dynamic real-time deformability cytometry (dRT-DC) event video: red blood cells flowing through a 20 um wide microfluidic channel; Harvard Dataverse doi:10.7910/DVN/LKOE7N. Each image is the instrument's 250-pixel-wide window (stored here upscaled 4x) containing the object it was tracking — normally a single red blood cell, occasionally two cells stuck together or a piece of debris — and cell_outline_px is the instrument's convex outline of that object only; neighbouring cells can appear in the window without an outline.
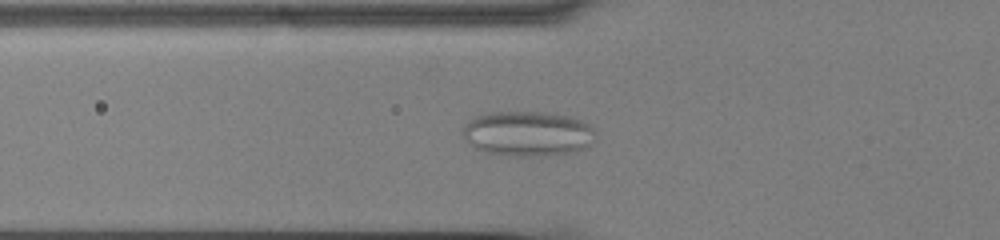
{"species": "common noctule bat (a hibernating species)", "species_latin": "Nyctalus noctula", "temperature_condition": "cold", "stored_images_in_passage": 57, "camera_frame_rate_fps": 3000, "um_per_image_px": 0.085, "animal": {"sex": "male", "body_mass_g": 13.0, "forearm_length_mm": 53.1}, "frame": {"image": 1, "passage_image": 21, "time_ms": 6.667, "image_size_px": [1000, 240], "cell_outline_px": [[596, 136], [592, 144], [588, 148], [576, 152], [532, 156], [512, 156], [484, 152], [476, 148], [460, 132], [464, 124], [468, 120], [476, 116], [488, 112], [540, 112], [568, 116], [580, 120], [596, 128]], "centroid_in_image_um": [44.88, 11.36], "position_along_channel_um": 80.9, "area_um2": 35.14}}
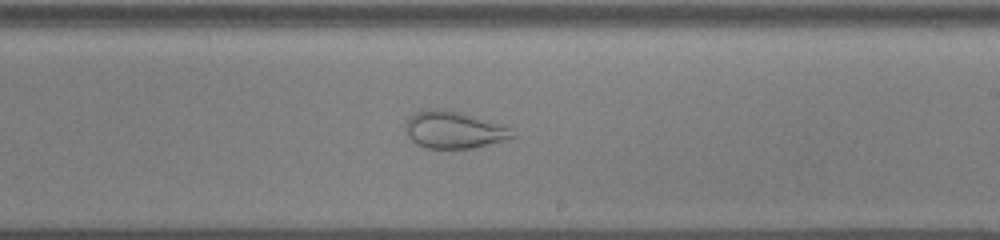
{"frame": {"image": 2, "passage_image": 35, "time_ms": 11.333, "image_size_px": [1000, 240], "cell_outline_px": [[516, 136], [508, 140], [476, 148], [428, 148], [416, 144], [408, 136], [404, 128], [404, 124], [408, 116], [416, 112], [428, 108], [444, 108], [460, 112], [504, 124]], "centroid_in_image_um": [38.57, 11.02], "position_along_channel_um": 250.4, "area_um2": 23.58}}
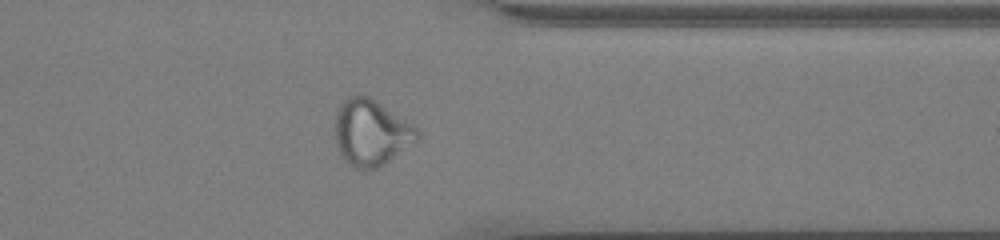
{"frame": {"image": 3, "passage_image": 46, "time_ms": 15.0, "image_size_px": [1000, 240], "cell_outline_px": [[420, 140], [416, 144], [384, 164], [376, 168], [364, 172], [348, 164], [340, 156], [336, 148], [336, 112], [340, 104], [348, 96], [356, 92], [364, 92], [372, 96], [412, 124], [420, 132]], "centroid_in_image_um": [31.56, 11.25], "position_along_channel_um": 379.8, "area_um2": 32.83}}